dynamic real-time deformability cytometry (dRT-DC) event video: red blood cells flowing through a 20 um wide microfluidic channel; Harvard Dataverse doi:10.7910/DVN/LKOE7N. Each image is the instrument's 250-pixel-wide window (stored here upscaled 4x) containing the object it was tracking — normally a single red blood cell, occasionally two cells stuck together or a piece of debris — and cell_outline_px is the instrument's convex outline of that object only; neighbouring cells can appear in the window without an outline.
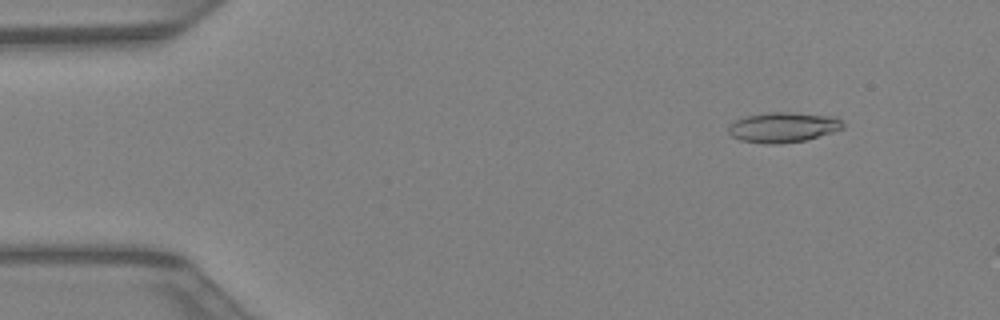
{"species": "Egyptian fruit bat (a non-hibernating species)", "species_latin": "Rousettus aegyptiacus", "temperature_condition": "warm", "stored_images_in_passage": 42, "camera_frame_rate_fps": 3000, "um_per_image_px": 0.085, "animal": {"sex": "female"}, "frame": {"image": 1, "passage_image": 5, "time_ms": 1.333, "image_size_px": [1000, 320], "cell_outline_px": [[844, 128], [832, 132], [804, 140], [776, 144], [764, 144], [740, 140], [732, 136], [728, 132], [728, 128], [736, 120], [744, 116], [768, 112], [788, 112], [836, 116], [844, 124]], "centroid_in_image_um": [66.56, 10.81], "position_along_channel_um": 18.4, "area_um2": 20.06}}
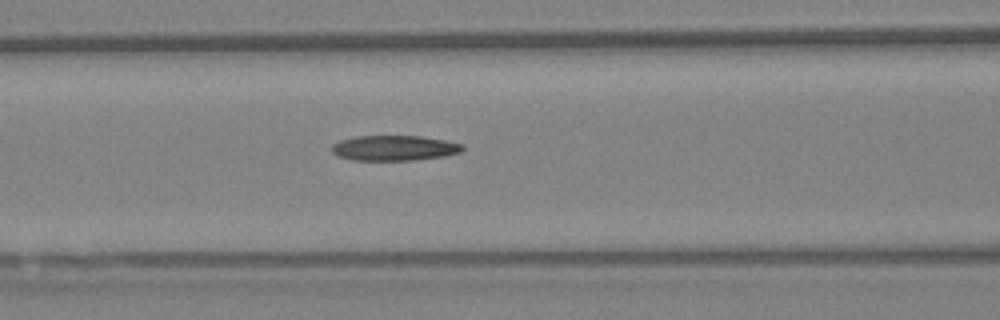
{"frame": {"image": 2, "passage_image": 18, "time_ms": 5.667, "image_size_px": [1000, 320], "cell_outline_px": [[464, 148], [460, 152], [444, 156], [412, 160], [352, 160], [336, 156], [332, 152], [332, 144], [340, 140], [356, 136], [420, 136], [444, 140], [464, 144]], "centroid_in_image_um": [33.49, 12.58], "position_along_channel_um": 133.1, "area_um2": 19.25}}
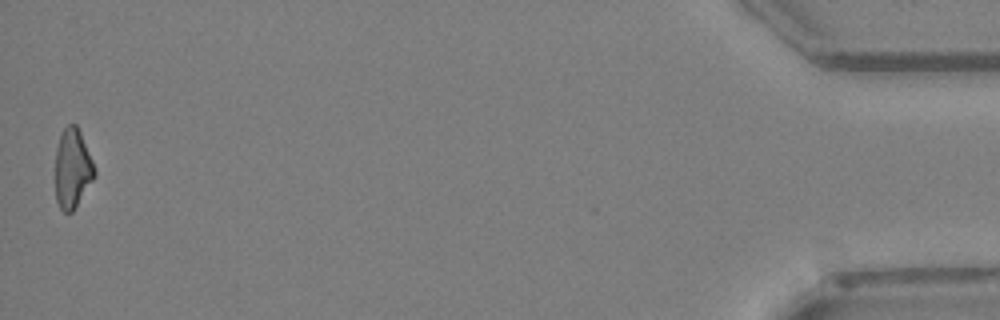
{"frame": {"image": 3, "passage_image": 42, "time_ms": 13.667, "image_size_px": [1000, 320], "cell_outline_px": [[96, 176], [72, 212], [64, 212], [60, 208], [56, 200], [56, 148], [60, 136], [64, 128], [68, 124], [76, 124], [80, 132], [92, 160], [96, 172]], "centroid_in_image_um": [6.16, 14.33], "position_along_channel_um": 429.0, "area_um2": 17.98}}